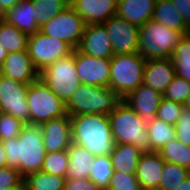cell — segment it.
I'll use <instances>...</instances> for the list:
<instances>
[{
	"instance_id": "obj_1",
	"label": "cell",
	"mask_w": 190,
	"mask_h": 190,
	"mask_svg": "<svg viewBox=\"0 0 190 190\" xmlns=\"http://www.w3.org/2000/svg\"><path fill=\"white\" fill-rule=\"evenodd\" d=\"M1 142L7 167L17 169L23 178L42 170L46 150L40 125L27 124L17 138Z\"/></svg>"
},
{
	"instance_id": "obj_2",
	"label": "cell",
	"mask_w": 190,
	"mask_h": 190,
	"mask_svg": "<svg viewBox=\"0 0 190 190\" xmlns=\"http://www.w3.org/2000/svg\"><path fill=\"white\" fill-rule=\"evenodd\" d=\"M70 118L72 142L85 147L93 156L111 154L115 142L108 115L78 114Z\"/></svg>"
},
{
	"instance_id": "obj_3",
	"label": "cell",
	"mask_w": 190,
	"mask_h": 190,
	"mask_svg": "<svg viewBox=\"0 0 190 190\" xmlns=\"http://www.w3.org/2000/svg\"><path fill=\"white\" fill-rule=\"evenodd\" d=\"M115 144H133L143 152L150 151L147 122L123 100L108 115Z\"/></svg>"
},
{
	"instance_id": "obj_4",
	"label": "cell",
	"mask_w": 190,
	"mask_h": 190,
	"mask_svg": "<svg viewBox=\"0 0 190 190\" xmlns=\"http://www.w3.org/2000/svg\"><path fill=\"white\" fill-rule=\"evenodd\" d=\"M122 99L107 86L81 84L65 103L67 114L109 115Z\"/></svg>"
},
{
	"instance_id": "obj_5",
	"label": "cell",
	"mask_w": 190,
	"mask_h": 190,
	"mask_svg": "<svg viewBox=\"0 0 190 190\" xmlns=\"http://www.w3.org/2000/svg\"><path fill=\"white\" fill-rule=\"evenodd\" d=\"M184 34L167 28L153 19L139 27V54L146 60L172 56Z\"/></svg>"
},
{
	"instance_id": "obj_6",
	"label": "cell",
	"mask_w": 190,
	"mask_h": 190,
	"mask_svg": "<svg viewBox=\"0 0 190 190\" xmlns=\"http://www.w3.org/2000/svg\"><path fill=\"white\" fill-rule=\"evenodd\" d=\"M146 59L139 52L111 57L109 88L122 100L143 83Z\"/></svg>"
},
{
	"instance_id": "obj_7",
	"label": "cell",
	"mask_w": 190,
	"mask_h": 190,
	"mask_svg": "<svg viewBox=\"0 0 190 190\" xmlns=\"http://www.w3.org/2000/svg\"><path fill=\"white\" fill-rule=\"evenodd\" d=\"M27 101L32 125L67 115L65 103L40 78L28 85Z\"/></svg>"
},
{
	"instance_id": "obj_8",
	"label": "cell",
	"mask_w": 190,
	"mask_h": 190,
	"mask_svg": "<svg viewBox=\"0 0 190 190\" xmlns=\"http://www.w3.org/2000/svg\"><path fill=\"white\" fill-rule=\"evenodd\" d=\"M40 79L66 103L81 85L75 67V49L40 72Z\"/></svg>"
},
{
	"instance_id": "obj_9",
	"label": "cell",
	"mask_w": 190,
	"mask_h": 190,
	"mask_svg": "<svg viewBox=\"0 0 190 190\" xmlns=\"http://www.w3.org/2000/svg\"><path fill=\"white\" fill-rule=\"evenodd\" d=\"M27 50L39 73L73 52V48L65 41L47 36L41 31L29 35Z\"/></svg>"
},
{
	"instance_id": "obj_10",
	"label": "cell",
	"mask_w": 190,
	"mask_h": 190,
	"mask_svg": "<svg viewBox=\"0 0 190 190\" xmlns=\"http://www.w3.org/2000/svg\"><path fill=\"white\" fill-rule=\"evenodd\" d=\"M85 26V21L69 6L45 23L40 31L52 38L63 40L73 49H77Z\"/></svg>"
},
{
	"instance_id": "obj_11",
	"label": "cell",
	"mask_w": 190,
	"mask_h": 190,
	"mask_svg": "<svg viewBox=\"0 0 190 190\" xmlns=\"http://www.w3.org/2000/svg\"><path fill=\"white\" fill-rule=\"evenodd\" d=\"M27 90V84L15 81L0 73V104L2 112L12 115L26 125L30 124Z\"/></svg>"
},
{
	"instance_id": "obj_12",
	"label": "cell",
	"mask_w": 190,
	"mask_h": 190,
	"mask_svg": "<svg viewBox=\"0 0 190 190\" xmlns=\"http://www.w3.org/2000/svg\"><path fill=\"white\" fill-rule=\"evenodd\" d=\"M110 37L114 55L137 53L139 50V26L128 23L117 14L103 23Z\"/></svg>"
},
{
	"instance_id": "obj_13",
	"label": "cell",
	"mask_w": 190,
	"mask_h": 190,
	"mask_svg": "<svg viewBox=\"0 0 190 190\" xmlns=\"http://www.w3.org/2000/svg\"><path fill=\"white\" fill-rule=\"evenodd\" d=\"M110 63L111 58H97L75 49V67L81 84L109 87Z\"/></svg>"
},
{
	"instance_id": "obj_14",
	"label": "cell",
	"mask_w": 190,
	"mask_h": 190,
	"mask_svg": "<svg viewBox=\"0 0 190 190\" xmlns=\"http://www.w3.org/2000/svg\"><path fill=\"white\" fill-rule=\"evenodd\" d=\"M43 144L46 153L67 150L72 143L71 118L67 114L41 125Z\"/></svg>"
},
{
	"instance_id": "obj_15",
	"label": "cell",
	"mask_w": 190,
	"mask_h": 190,
	"mask_svg": "<svg viewBox=\"0 0 190 190\" xmlns=\"http://www.w3.org/2000/svg\"><path fill=\"white\" fill-rule=\"evenodd\" d=\"M0 73L27 85L40 78V73L35 68L28 50L8 53V56L0 66Z\"/></svg>"
},
{
	"instance_id": "obj_16",
	"label": "cell",
	"mask_w": 190,
	"mask_h": 190,
	"mask_svg": "<svg viewBox=\"0 0 190 190\" xmlns=\"http://www.w3.org/2000/svg\"><path fill=\"white\" fill-rule=\"evenodd\" d=\"M77 49L97 58H111L114 55L110 37L103 24L86 25Z\"/></svg>"
},
{
	"instance_id": "obj_17",
	"label": "cell",
	"mask_w": 190,
	"mask_h": 190,
	"mask_svg": "<svg viewBox=\"0 0 190 190\" xmlns=\"http://www.w3.org/2000/svg\"><path fill=\"white\" fill-rule=\"evenodd\" d=\"M118 0H70V6L86 25L103 24L117 14Z\"/></svg>"
},
{
	"instance_id": "obj_18",
	"label": "cell",
	"mask_w": 190,
	"mask_h": 190,
	"mask_svg": "<svg viewBox=\"0 0 190 190\" xmlns=\"http://www.w3.org/2000/svg\"><path fill=\"white\" fill-rule=\"evenodd\" d=\"M176 76L171 58L146 60L143 83L162 95Z\"/></svg>"
},
{
	"instance_id": "obj_19",
	"label": "cell",
	"mask_w": 190,
	"mask_h": 190,
	"mask_svg": "<svg viewBox=\"0 0 190 190\" xmlns=\"http://www.w3.org/2000/svg\"><path fill=\"white\" fill-rule=\"evenodd\" d=\"M165 160L159 152H143L138 162L136 178L142 190H159Z\"/></svg>"
},
{
	"instance_id": "obj_20",
	"label": "cell",
	"mask_w": 190,
	"mask_h": 190,
	"mask_svg": "<svg viewBox=\"0 0 190 190\" xmlns=\"http://www.w3.org/2000/svg\"><path fill=\"white\" fill-rule=\"evenodd\" d=\"M163 95L141 84L123 99L146 122L151 121L159 108Z\"/></svg>"
},
{
	"instance_id": "obj_21",
	"label": "cell",
	"mask_w": 190,
	"mask_h": 190,
	"mask_svg": "<svg viewBox=\"0 0 190 190\" xmlns=\"http://www.w3.org/2000/svg\"><path fill=\"white\" fill-rule=\"evenodd\" d=\"M155 3L156 0H118L117 15L140 27L152 19Z\"/></svg>"
},
{
	"instance_id": "obj_22",
	"label": "cell",
	"mask_w": 190,
	"mask_h": 190,
	"mask_svg": "<svg viewBox=\"0 0 190 190\" xmlns=\"http://www.w3.org/2000/svg\"><path fill=\"white\" fill-rule=\"evenodd\" d=\"M5 22L28 35L40 31L35 21V6L31 0H21L13 8L6 10Z\"/></svg>"
},
{
	"instance_id": "obj_23",
	"label": "cell",
	"mask_w": 190,
	"mask_h": 190,
	"mask_svg": "<svg viewBox=\"0 0 190 190\" xmlns=\"http://www.w3.org/2000/svg\"><path fill=\"white\" fill-rule=\"evenodd\" d=\"M69 156V166L66 179H88L91 173V162L94 160L93 154L74 142L67 149Z\"/></svg>"
},
{
	"instance_id": "obj_24",
	"label": "cell",
	"mask_w": 190,
	"mask_h": 190,
	"mask_svg": "<svg viewBox=\"0 0 190 190\" xmlns=\"http://www.w3.org/2000/svg\"><path fill=\"white\" fill-rule=\"evenodd\" d=\"M141 151L133 144H115L110 154L114 171L135 175Z\"/></svg>"
},
{
	"instance_id": "obj_25",
	"label": "cell",
	"mask_w": 190,
	"mask_h": 190,
	"mask_svg": "<svg viewBox=\"0 0 190 190\" xmlns=\"http://www.w3.org/2000/svg\"><path fill=\"white\" fill-rule=\"evenodd\" d=\"M152 19L169 29L180 31L184 35H188L190 31L171 0H156Z\"/></svg>"
},
{
	"instance_id": "obj_26",
	"label": "cell",
	"mask_w": 190,
	"mask_h": 190,
	"mask_svg": "<svg viewBox=\"0 0 190 190\" xmlns=\"http://www.w3.org/2000/svg\"><path fill=\"white\" fill-rule=\"evenodd\" d=\"M150 151L159 152L168 142L176 138L175 127L153 118L147 122Z\"/></svg>"
},
{
	"instance_id": "obj_27",
	"label": "cell",
	"mask_w": 190,
	"mask_h": 190,
	"mask_svg": "<svg viewBox=\"0 0 190 190\" xmlns=\"http://www.w3.org/2000/svg\"><path fill=\"white\" fill-rule=\"evenodd\" d=\"M29 35L14 25L0 22V43L8 53L27 50Z\"/></svg>"
},
{
	"instance_id": "obj_28",
	"label": "cell",
	"mask_w": 190,
	"mask_h": 190,
	"mask_svg": "<svg viewBox=\"0 0 190 190\" xmlns=\"http://www.w3.org/2000/svg\"><path fill=\"white\" fill-rule=\"evenodd\" d=\"M90 167L91 173L88 179L93 181L101 190H107L114 172L110 155L95 156Z\"/></svg>"
},
{
	"instance_id": "obj_29",
	"label": "cell",
	"mask_w": 190,
	"mask_h": 190,
	"mask_svg": "<svg viewBox=\"0 0 190 190\" xmlns=\"http://www.w3.org/2000/svg\"><path fill=\"white\" fill-rule=\"evenodd\" d=\"M39 28L70 6V0H31Z\"/></svg>"
},
{
	"instance_id": "obj_30",
	"label": "cell",
	"mask_w": 190,
	"mask_h": 190,
	"mask_svg": "<svg viewBox=\"0 0 190 190\" xmlns=\"http://www.w3.org/2000/svg\"><path fill=\"white\" fill-rule=\"evenodd\" d=\"M176 75L190 82V35H184L170 57Z\"/></svg>"
},
{
	"instance_id": "obj_31",
	"label": "cell",
	"mask_w": 190,
	"mask_h": 190,
	"mask_svg": "<svg viewBox=\"0 0 190 190\" xmlns=\"http://www.w3.org/2000/svg\"><path fill=\"white\" fill-rule=\"evenodd\" d=\"M159 154L165 162L175 163L190 170V146L184 145L178 139L168 142Z\"/></svg>"
},
{
	"instance_id": "obj_32",
	"label": "cell",
	"mask_w": 190,
	"mask_h": 190,
	"mask_svg": "<svg viewBox=\"0 0 190 190\" xmlns=\"http://www.w3.org/2000/svg\"><path fill=\"white\" fill-rule=\"evenodd\" d=\"M24 180L28 190H64L66 177L39 171L29 174Z\"/></svg>"
},
{
	"instance_id": "obj_33",
	"label": "cell",
	"mask_w": 190,
	"mask_h": 190,
	"mask_svg": "<svg viewBox=\"0 0 190 190\" xmlns=\"http://www.w3.org/2000/svg\"><path fill=\"white\" fill-rule=\"evenodd\" d=\"M159 190H175L190 175V170L175 163L165 162Z\"/></svg>"
},
{
	"instance_id": "obj_34",
	"label": "cell",
	"mask_w": 190,
	"mask_h": 190,
	"mask_svg": "<svg viewBox=\"0 0 190 190\" xmlns=\"http://www.w3.org/2000/svg\"><path fill=\"white\" fill-rule=\"evenodd\" d=\"M69 164L70 162L67 150L55 153H46L41 171L52 175L66 177Z\"/></svg>"
},
{
	"instance_id": "obj_35",
	"label": "cell",
	"mask_w": 190,
	"mask_h": 190,
	"mask_svg": "<svg viewBox=\"0 0 190 190\" xmlns=\"http://www.w3.org/2000/svg\"><path fill=\"white\" fill-rule=\"evenodd\" d=\"M189 93L190 82L176 75L163 94V98L184 105Z\"/></svg>"
},
{
	"instance_id": "obj_36",
	"label": "cell",
	"mask_w": 190,
	"mask_h": 190,
	"mask_svg": "<svg viewBox=\"0 0 190 190\" xmlns=\"http://www.w3.org/2000/svg\"><path fill=\"white\" fill-rule=\"evenodd\" d=\"M183 108V104L162 98L155 118L174 126L177 123Z\"/></svg>"
},
{
	"instance_id": "obj_37",
	"label": "cell",
	"mask_w": 190,
	"mask_h": 190,
	"mask_svg": "<svg viewBox=\"0 0 190 190\" xmlns=\"http://www.w3.org/2000/svg\"><path fill=\"white\" fill-rule=\"evenodd\" d=\"M25 125L12 115L2 113L0 115V141L17 138Z\"/></svg>"
},
{
	"instance_id": "obj_38",
	"label": "cell",
	"mask_w": 190,
	"mask_h": 190,
	"mask_svg": "<svg viewBox=\"0 0 190 190\" xmlns=\"http://www.w3.org/2000/svg\"><path fill=\"white\" fill-rule=\"evenodd\" d=\"M107 190H142L136 175L114 171Z\"/></svg>"
},
{
	"instance_id": "obj_39",
	"label": "cell",
	"mask_w": 190,
	"mask_h": 190,
	"mask_svg": "<svg viewBox=\"0 0 190 190\" xmlns=\"http://www.w3.org/2000/svg\"><path fill=\"white\" fill-rule=\"evenodd\" d=\"M174 127L176 139L184 145L190 146V107L184 105L183 111Z\"/></svg>"
},
{
	"instance_id": "obj_40",
	"label": "cell",
	"mask_w": 190,
	"mask_h": 190,
	"mask_svg": "<svg viewBox=\"0 0 190 190\" xmlns=\"http://www.w3.org/2000/svg\"><path fill=\"white\" fill-rule=\"evenodd\" d=\"M23 179L17 169L7 166L0 168V190H8L20 183Z\"/></svg>"
},
{
	"instance_id": "obj_41",
	"label": "cell",
	"mask_w": 190,
	"mask_h": 190,
	"mask_svg": "<svg viewBox=\"0 0 190 190\" xmlns=\"http://www.w3.org/2000/svg\"><path fill=\"white\" fill-rule=\"evenodd\" d=\"M64 190H101L89 179H66Z\"/></svg>"
},
{
	"instance_id": "obj_42",
	"label": "cell",
	"mask_w": 190,
	"mask_h": 190,
	"mask_svg": "<svg viewBox=\"0 0 190 190\" xmlns=\"http://www.w3.org/2000/svg\"><path fill=\"white\" fill-rule=\"evenodd\" d=\"M182 16L184 24L190 29V0H171Z\"/></svg>"
},
{
	"instance_id": "obj_43",
	"label": "cell",
	"mask_w": 190,
	"mask_h": 190,
	"mask_svg": "<svg viewBox=\"0 0 190 190\" xmlns=\"http://www.w3.org/2000/svg\"><path fill=\"white\" fill-rule=\"evenodd\" d=\"M21 0H0V4L4 7L5 10L13 8L16 6Z\"/></svg>"
},
{
	"instance_id": "obj_44",
	"label": "cell",
	"mask_w": 190,
	"mask_h": 190,
	"mask_svg": "<svg viewBox=\"0 0 190 190\" xmlns=\"http://www.w3.org/2000/svg\"><path fill=\"white\" fill-rule=\"evenodd\" d=\"M6 153L4 151V147L2 142L0 141V168L6 167Z\"/></svg>"
},
{
	"instance_id": "obj_45",
	"label": "cell",
	"mask_w": 190,
	"mask_h": 190,
	"mask_svg": "<svg viewBox=\"0 0 190 190\" xmlns=\"http://www.w3.org/2000/svg\"><path fill=\"white\" fill-rule=\"evenodd\" d=\"M175 190H190V175Z\"/></svg>"
},
{
	"instance_id": "obj_46",
	"label": "cell",
	"mask_w": 190,
	"mask_h": 190,
	"mask_svg": "<svg viewBox=\"0 0 190 190\" xmlns=\"http://www.w3.org/2000/svg\"><path fill=\"white\" fill-rule=\"evenodd\" d=\"M8 190H28V186L26 181L23 179L20 183H18L12 188H9Z\"/></svg>"
},
{
	"instance_id": "obj_47",
	"label": "cell",
	"mask_w": 190,
	"mask_h": 190,
	"mask_svg": "<svg viewBox=\"0 0 190 190\" xmlns=\"http://www.w3.org/2000/svg\"><path fill=\"white\" fill-rule=\"evenodd\" d=\"M7 56H8V52L0 43V66L3 64V62Z\"/></svg>"
},
{
	"instance_id": "obj_48",
	"label": "cell",
	"mask_w": 190,
	"mask_h": 190,
	"mask_svg": "<svg viewBox=\"0 0 190 190\" xmlns=\"http://www.w3.org/2000/svg\"><path fill=\"white\" fill-rule=\"evenodd\" d=\"M5 16H6V10L0 4V22H4L5 21Z\"/></svg>"
},
{
	"instance_id": "obj_49",
	"label": "cell",
	"mask_w": 190,
	"mask_h": 190,
	"mask_svg": "<svg viewBox=\"0 0 190 190\" xmlns=\"http://www.w3.org/2000/svg\"><path fill=\"white\" fill-rule=\"evenodd\" d=\"M184 105L187 106V107H190V93H189V95L187 96V99H186Z\"/></svg>"
},
{
	"instance_id": "obj_50",
	"label": "cell",
	"mask_w": 190,
	"mask_h": 190,
	"mask_svg": "<svg viewBox=\"0 0 190 190\" xmlns=\"http://www.w3.org/2000/svg\"><path fill=\"white\" fill-rule=\"evenodd\" d=\"M3 112H2V107H1V104H0V115L2 114Z\"/></svg>"
}]
</instances>
